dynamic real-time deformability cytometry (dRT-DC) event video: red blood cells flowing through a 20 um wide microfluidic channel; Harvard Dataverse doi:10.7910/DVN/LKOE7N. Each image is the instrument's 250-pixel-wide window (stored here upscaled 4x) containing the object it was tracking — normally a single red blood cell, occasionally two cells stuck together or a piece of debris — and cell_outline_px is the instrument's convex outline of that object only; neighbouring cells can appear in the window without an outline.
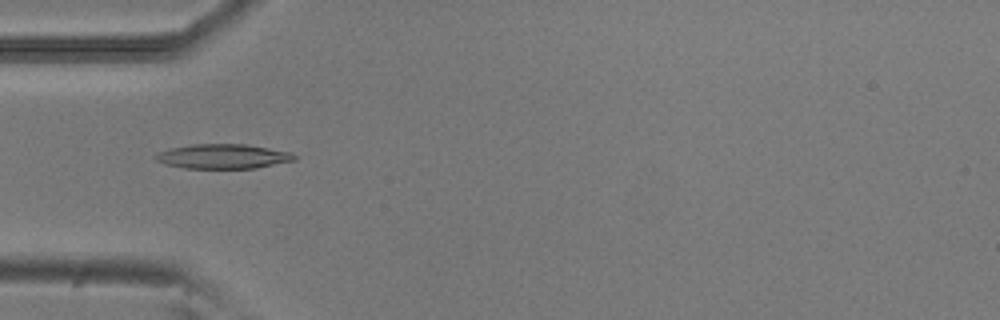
{"species": "common noctule bat (a hibernating species)", "species_latin": "Nyctalus noctula", "temperature_condition": "room temperature", "stored_images_in_passage": 8, "camera_frame_rate_fps": 3000, "um_per_image_px": 0.085, "animal": {"sex": "male", "body_mass_g": 20.5, "forearm_length_mm": 52.5}, "frame": {"image": 1, "passage_image": 5, "time_ms": 1.333, "image_size_px": [1000, 320], "cell_outline_px": [[296, 160], [256, 168], [184, 168], [164, 164], [156, 160], [152, 156], [156, 152], [172, 148], [192, 144], [244, 144], [292, 152], [296, 156]], "centroid_in_image_um": [18.93, 13.29], "position_along_channel_um": 66.1, "area_um2": 19.94}}
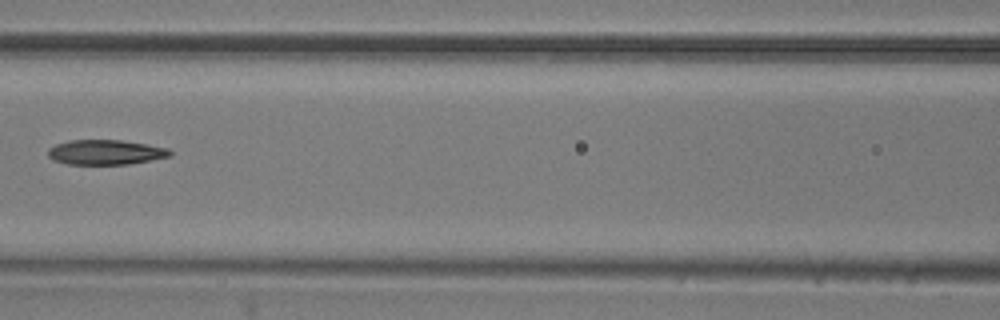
{"frame": {"image": 2, "passage_image": 7, "time_ms": 2.0, "image_size_px": [1000, 320], "cell_outline_px": [[172, 156], [128, 164], [68, 164], [52, 160], [48, 156], [48, 148], [56, 144], [68, 140], [120, 140], [168, 148], [172, 152]], "centroid_in_image_um": [8.94, 12.94], "position_along_channel_um": 157.7, "area_um2": 17.63}}
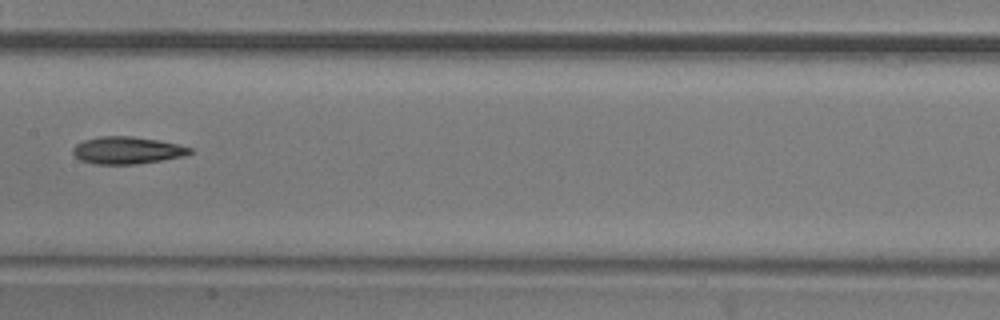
{"frame": {"image": 3, "passage_image": 8, "time_ms": 2.333, "image_size_px": [1000, 320], "cell_outline_px": [[192, 152], [184, 156], [136, 164], [96, 164], [80, 160], [72, 152], [72, 148], [76, 144], [84, 140], [100, 136], [132, 136], [156, 140], [176, 144], [192, 148]], "centroid_in_image_um": [10.77, 12.77], "position_along_channel_um": 196.6, "area_um2": 18.38}}